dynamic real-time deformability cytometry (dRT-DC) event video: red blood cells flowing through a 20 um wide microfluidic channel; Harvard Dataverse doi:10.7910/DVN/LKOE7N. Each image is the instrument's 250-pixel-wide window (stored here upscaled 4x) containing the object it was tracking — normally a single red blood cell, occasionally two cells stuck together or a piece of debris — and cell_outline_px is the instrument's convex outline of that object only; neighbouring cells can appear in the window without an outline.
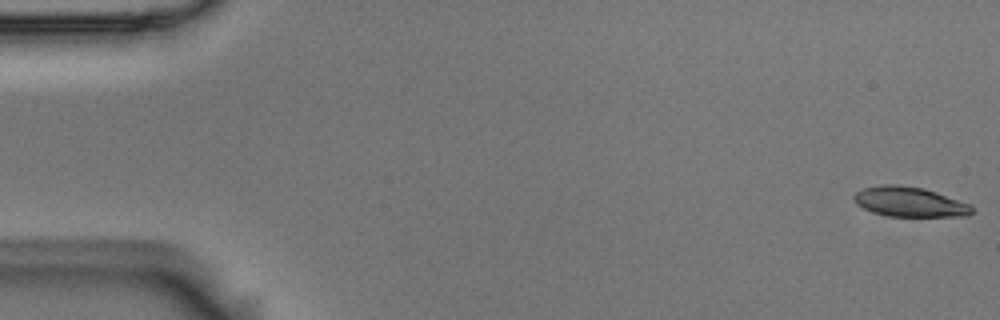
{"species": "Egyptian fruit bat (a non-hibernating species)", "species_latin": "Rousettus aegyptiacus", "temperature_condition": "room temperature", "stored_images_in_passage": 6, "camera_frame_rate_fps": 3000, "um_per_image_px": 0.085, "animal": {"sex": "male"}, "frame": {"image": 1, "passage_image": 1, "time_ms": 0.0, "image_size_px": [1000, 320], "cell_outline_px": [[976, 212], [968, 216], [888, 216], [872, 212], [856, 204], [852, 200], [852, 196], [856, 192], [864, 188], [880, 184], [900, 184], [924, 188], [972, 204], [976, 208]], "centroid_in_image_um": [77.36, 17.15], "position_along_channel_um": 7.6, "area_um2": 20.98}}
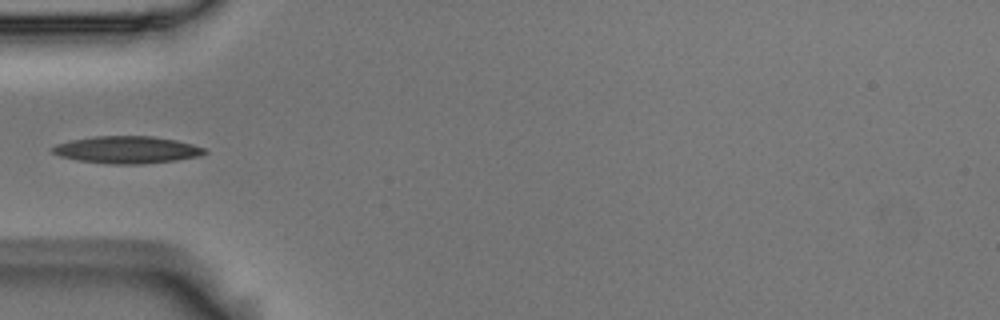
{"frame": {"image": 2, "passage_image": 5, "time_ms": 1.333, "image_size_px": [1000, 320], "cell_outline_px": [[208, 152], [200, 156], [176, 160], [144, 164], [112, 164], [76, 160], [60, 156], [52, 152], [52, 148], [56, 144], [68, 140], [96, 136], [152, 136], [176, 140], [192, 144], [204, 148]], "centroid_in_image_um": [10.79, 12.73], "position_along_channel_um": 74.2, "area_um2": 24.16}}
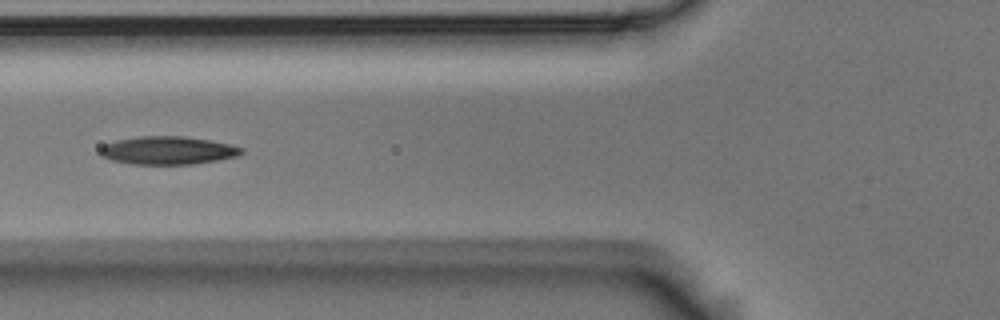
{"frame": {"image": 3, "passage_image": 6, "time_ms": 1.667, "image_size_px": [1000, 320], "cell_outline_px": [[244, 152], [236, 156], [216, 160], [192, 164], [132, 164], [112, 160], [100, 156], [100, 148], [104, 144], [116, 140], [140, 136], [184, 136], [208, 140], [228, 144], [244, 148]], "centroid_in_image_um": [14.23, 12.78], "position_along_channel_um": 111.6, "area_um2": 23.0}}